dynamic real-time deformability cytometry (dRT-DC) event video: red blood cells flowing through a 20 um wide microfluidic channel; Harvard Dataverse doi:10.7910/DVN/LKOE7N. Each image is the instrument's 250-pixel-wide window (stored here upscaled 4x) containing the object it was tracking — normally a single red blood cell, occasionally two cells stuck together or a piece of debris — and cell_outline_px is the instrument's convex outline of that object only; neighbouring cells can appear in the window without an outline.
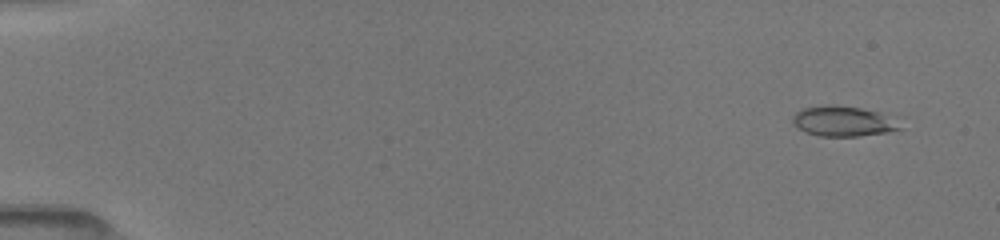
{"species": "common noctule bat (a hibernating species)", "species_latin": "Nyctalus noctula", "temperature_condition": "room temperature", "stored_images_in_passage": 49, "camera_frame_rate_fps": 3000, "um_per_image_px": 0.085, "animal": {"sex": "female", "body_mass_g": 19.5, "forearm_length_mm": 54.1}, "frame": {"image": 1, "passage_image": 1, "time_ms": 0.0, "image_size_px": [1000, 240], "cell_outline_px": [[904, 128], [888, 132], [860, 136], [820, 136], [804, 132], [792, 120], [792, 116], [800, 108], [824, 104], [836, 104], [860, 108], [876, 112]], "centroid_in_image_um": [71.56, 10.3], "position_along_channel_um": 13.4, "area_um2": 18.61}}
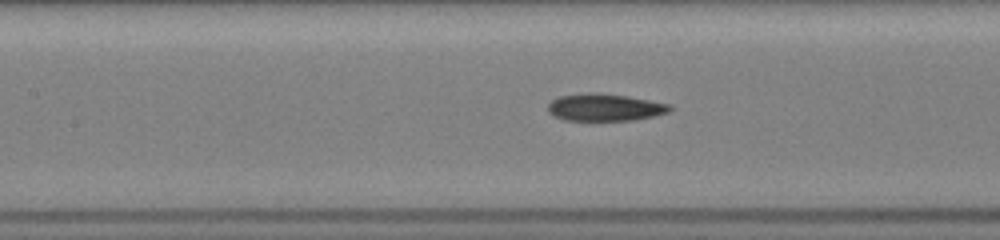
{"frame": {"image": 2, "passage_image": 22, "time_ms": 7.0, "image_size_px": [1000, 240], "cell_outline_px": [[672, 108], [668, 112], [652, 116], [632, 120], [564, 120], [548, 112], [548, 104], [552, 100], [560, 96], [588, 92], [596, 92], [628, 96], [672, 104]], "centroid_in_image_um": [51.42, 9.11], "position_along_channel_um": 156.0, "area_um2": 19.31}}
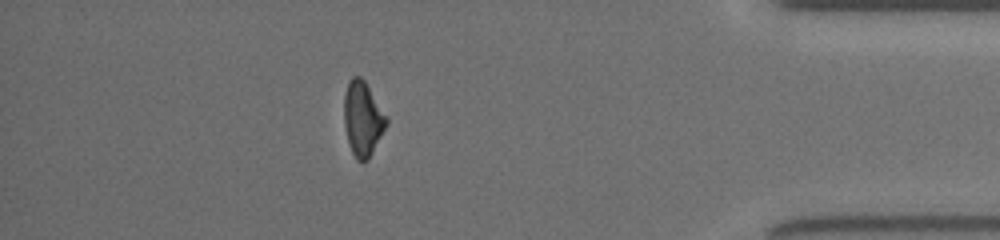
{"frame": {"image": 3, "passage_image": 43, "time_ms": 14.0, "image_size_px": [1000, 240], "cell_outline_px": [[388, 124], [368, 160], [356, 160], [352, 152], [348, 140], [344, 124], [344, 92], [348, 80], [352, 76], [360, 76], [364, 80], [388, 116]], "centroid_in_image_um": [30.84, 10.05], "position_along_channel_um": 404.4, "area_um2": 18.55}, "authors_computed_cell_mechanics": {"area_um2": 18.7272, "velocity_mm_per_s": 4.0633, "shape_relaxation_time_tau1_ms": 5.9324, "shape_relaxation_time_tau2_ms": 3.7581, "deformation_change_tau1": 0.1859, "deformation_change_tau2": 0.114}}